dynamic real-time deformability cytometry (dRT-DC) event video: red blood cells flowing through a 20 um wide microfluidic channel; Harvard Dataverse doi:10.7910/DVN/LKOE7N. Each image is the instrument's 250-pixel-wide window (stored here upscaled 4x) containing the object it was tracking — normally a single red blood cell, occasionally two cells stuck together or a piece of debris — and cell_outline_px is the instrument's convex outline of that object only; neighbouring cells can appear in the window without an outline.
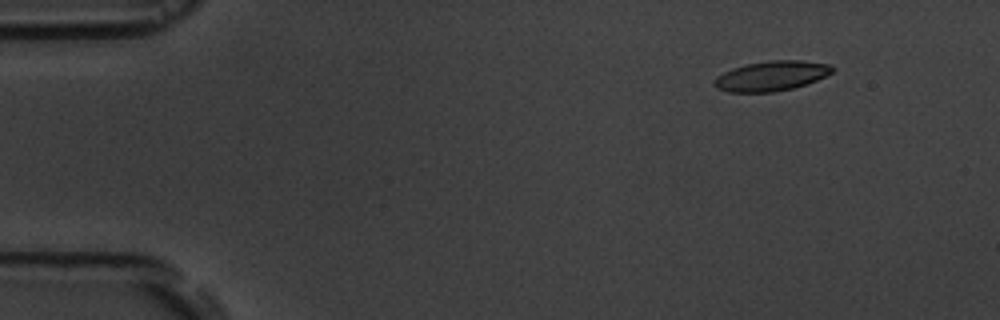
{"species": "common noctule bat (a hibernating species)", "species_latin": "Nyctalus noctula", "temperature_condition": "room temperature", "stored_images_in_passage": 6, "camera_frame_rate_fps": 3000, "um_per_image_px": 0.085, "animal": {"sex": "male", "body_mass_g": 19.5, "forearm_length_mm": 54.6}, "frame": {"image": 1, "passage_image": 2, "time_ms": 2.0, "image_size_px": [1000, 320], "cell_outline_px": [[832, 72], [808, 84], [792, 88], [772, 92], [728, 92], [716, 88], [712, 84], [712, 80], [716, 76], [732, 68], [748, 64], [768, 60], [800, 60], [828, 64], [832, 68]], "centroid_in_image_um": [65.5, 6.46], "position_along_channel_um": 19.5, "area_um2": 20.52}}